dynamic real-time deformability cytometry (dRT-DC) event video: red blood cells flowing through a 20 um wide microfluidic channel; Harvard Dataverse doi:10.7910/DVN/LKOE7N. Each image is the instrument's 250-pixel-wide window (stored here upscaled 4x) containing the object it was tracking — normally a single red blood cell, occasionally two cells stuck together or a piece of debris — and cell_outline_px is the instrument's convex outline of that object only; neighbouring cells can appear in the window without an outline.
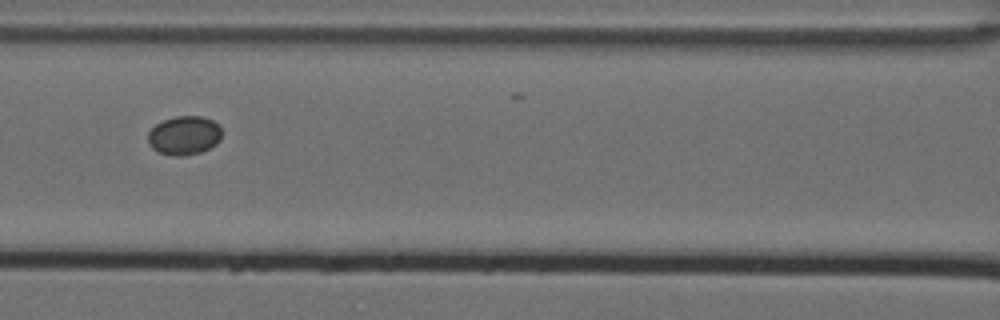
{"species": "Egyptian fruit bat (a non-hibernating species)", "species_latin": "Rousettus aegyptiacus", "temperature_condition": "cold", "stored_images_in_passage": 11, "camera_frame_rate_fps": 3000, "um_per_image_px": 0.085, "animal": {"sex": "female"}, "frame": {"image": 1, "passage_image": 8, "time_ms": 2.333, "image_size_px": [1000, 320], "cell_outline_px": [[220, 140], [216, 144], [200, 152], [184, 156], [172, 156], [160, 152], [152, 148], [148, 140], [148, 132], [156, 124], [164, 120], [176, 116], [200, 116], [212, 120], [220, 128]], "centroid_in_image_um": [15.64, 11.51], "position_along_channel_um": 151.0, "area_um2": 16.53}}
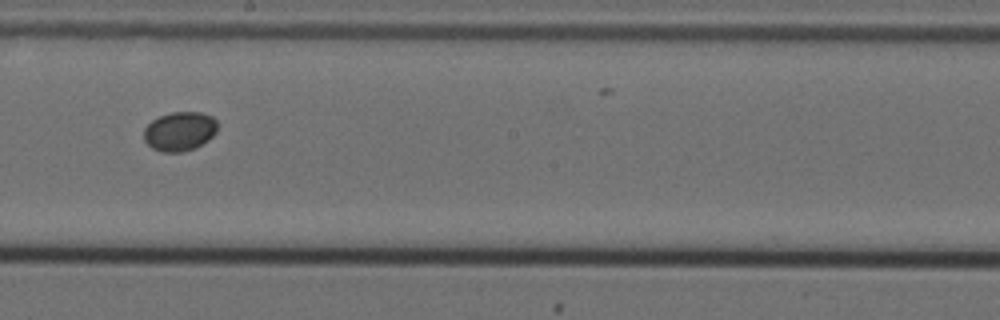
{"frame": {"image": 2, "passage_image": 10, "time_ms": 3.0, "image_size_px": [1000, 320], "cell_outline_px": [[216, 132], [208, 140], [192, 148], [180, 152], [160, 152], [152, 148], [144, 140], [144, 128], [152, 120], [160, 116], [172, 112], [200, 112], [212, 116], [216, 120]], "centroid_in_image_um": [15.25, 11.15], "position_along_channel_um": 233.0, "area_um2": 16.65}}
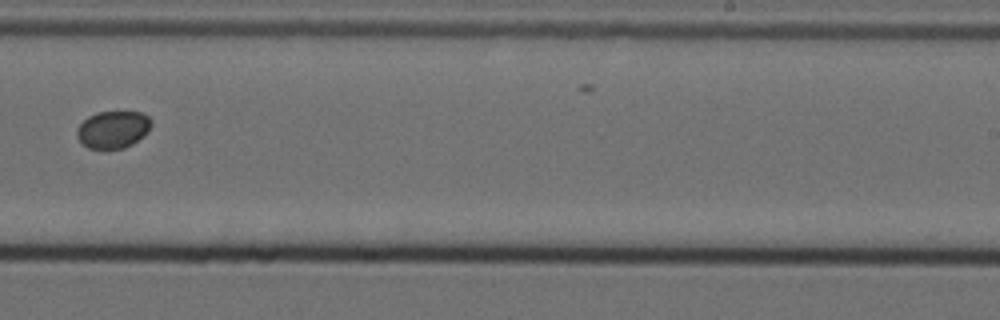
{"frame": {"image": 3, "passage_image": 11, "time_ms": 3.333, "image_size_px": [1000, 320], "cell_outline_px": [[152, 124], [148, 132], [144, 136], [132, 144], [124, 148], [104, 152], [88, 148], [76, 136], [76, 128], [88, 116], [96, 112], [140, 112], [148, 116], [152, 120]], "centroid_in_image_um": [9.6, 11.05], "position_along_channel_um": 279.4, "area_um2": 16.7}}